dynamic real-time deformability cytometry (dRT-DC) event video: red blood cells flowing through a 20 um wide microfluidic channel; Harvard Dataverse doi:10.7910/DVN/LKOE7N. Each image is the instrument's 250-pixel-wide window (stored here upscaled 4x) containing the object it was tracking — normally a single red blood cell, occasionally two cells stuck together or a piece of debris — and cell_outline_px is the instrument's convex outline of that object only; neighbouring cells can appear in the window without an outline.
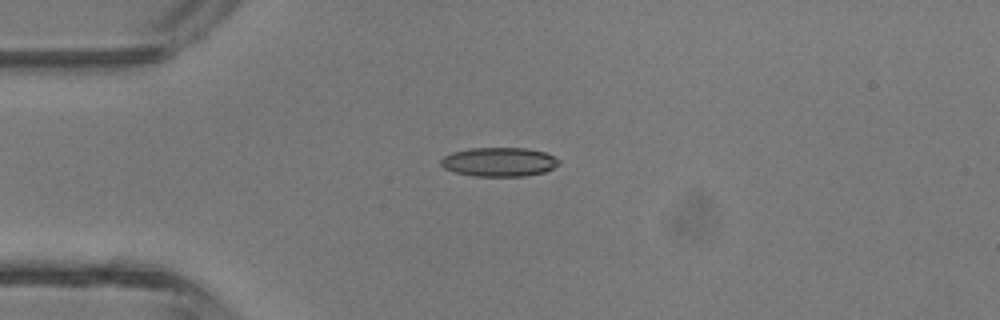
{"species": "common noctule bat (a hibernating species)", "species_latin": "Nyctalus noctula", "temperature_condition": "room temperature", "stored_images_in_passage": 4, "camera_frame_rate_fps": 3000, "um_per_image_px": 0.085, "animal": {"sex": "male", "body_mass_g": 13.3}, "frame": {"image": 1, "passage_image": 3, "time_ms": 2.333, "image_size_px": [1000, 320], "cell_outline_px": [[560, 164], [544, 172], [524, 176], [472, 176], [456, 172], [444, 168], [440, 164], [440, 160], [444, 156], [452, 152], [468, 148], [524, 148], [544, 152], [560, 160]], "centroid_in_image_um": [42.4, 13.76], "position_along_channel_um": 42.6, "area_um2": 19.94}}